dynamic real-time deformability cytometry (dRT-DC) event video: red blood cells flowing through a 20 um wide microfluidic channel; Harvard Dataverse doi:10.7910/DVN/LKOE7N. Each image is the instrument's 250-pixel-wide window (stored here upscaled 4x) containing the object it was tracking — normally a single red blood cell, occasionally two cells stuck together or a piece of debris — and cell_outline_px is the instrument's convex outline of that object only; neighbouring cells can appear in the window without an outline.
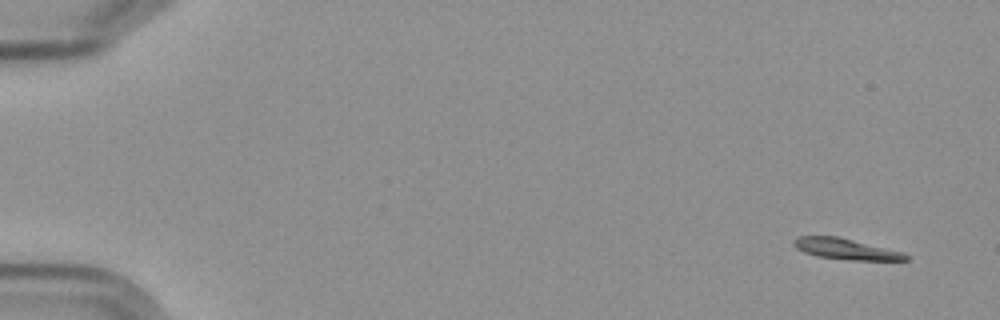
{"species": "Egyptian fruit bat (a non-hibernating species)", "species_latin": "Rousettus aegyptiacus", "temperature_condition": "cold", "stored_images_in_passage": 2, "camera_frame_rate_fps": 3000, "um_per_image_px": 0.085, "frame": {"image": 1, "passage_image": 2, "time_ms": 2.333, "image_size_px": [1000, 320], "cell_outline_px": [[908, 260], [848, 260], [816, 256], [804, 252], [796, 248], [792, 244], [792, 240], [796, 236], [836, 236], [904, 252], [908, 256]], "centroid_in_image_um": [71.84, 21.16], "position_along_channel_um": 13.2, "area_um2": 13.64}}